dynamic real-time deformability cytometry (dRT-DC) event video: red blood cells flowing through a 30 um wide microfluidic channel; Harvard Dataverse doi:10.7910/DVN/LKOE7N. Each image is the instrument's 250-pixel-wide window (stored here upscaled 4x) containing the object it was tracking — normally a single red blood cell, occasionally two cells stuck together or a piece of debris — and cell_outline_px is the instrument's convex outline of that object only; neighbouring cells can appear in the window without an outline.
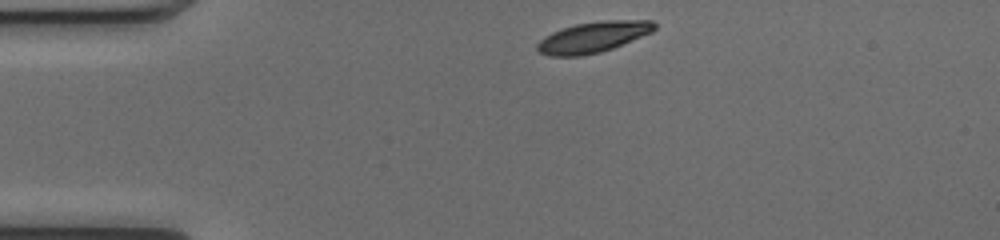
{"species": "common noctule bat (a hibernating species)", "species_latin": "Nyctalus noctula", "temperature_condition": "cold", "stored_images_in_passage": 42, "camera_frame_rate_fps": 3000, "um_per_image_px": 0.085, "animal": {"sex": "female", "body_mass_g": 17.0, "forearm_length_mm": 48.0}, "frame": {"image": 1, "passage_image": 1, "time_ms": 0.0, "image_size_px": [1000, 240], "cell_outline_px": [[656, 28], [652, 32], [612, 48], [600, 52], [580, 56], [548, 56], [540, 52], [536, 48], [536, 44], [544, 36], [552, 32], [576, 24], [604, 20], [652, 20], [656, 24]], "centroid_in_image_um": [50.41, 3.15], "position_along_channel_um": 34.6, "area_um2": 20.92}}
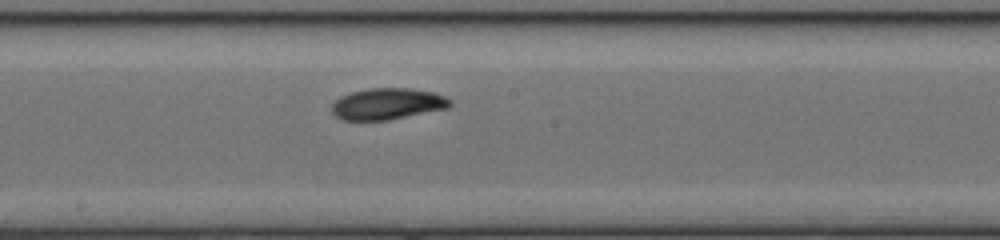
{"frame": {"image": 2, "passage_image": 18, "time_ms": 5.667, "image_size_px": [1000, 240], "cell_outline_px": [[452, 104], [448, 108], [388, 120], [344, 120], [336, 116], [332, 112], [332, 104], [340, 96], [352, 92], [368, 88], [412, 88], [436, 92], [452, 100]], "centroid_in_image_um": [32.96, 8.82], "position_along_channel_um": 215.2, "area_um2": 21.73}}
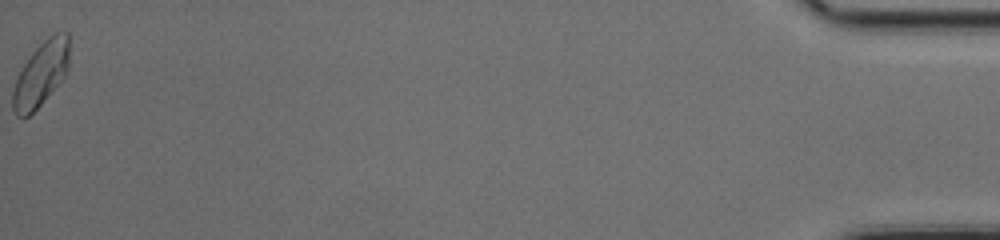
{"frame": {"image": 3, "passage_image": 42, "time_ms": 13.667, "image_size_px": [1000, 240], "cell_outline_px": [[68, 68], [64, 76], [40, 104], [28, 116], [16, 116], [12, 108], [12, 88], [24, 64], [32, 52], [48, 36], [56, 32], [68, 32]], "centroid_in_image_um": [3.46, 6.27], "position_along_channel_um": 431.7, "area_um2": 20.75}, "authors_computed_cell_mechanics": {"area_um2": 21.2704, "velocity_mm_per_s": 3.9959, "shape_relaxation_time_tau1_ms": 2.1853, "shape_relaxation_time_tau2_ms": null, "deformation_change_tau1": 0.1059, "deformation_change_tau2": null}}